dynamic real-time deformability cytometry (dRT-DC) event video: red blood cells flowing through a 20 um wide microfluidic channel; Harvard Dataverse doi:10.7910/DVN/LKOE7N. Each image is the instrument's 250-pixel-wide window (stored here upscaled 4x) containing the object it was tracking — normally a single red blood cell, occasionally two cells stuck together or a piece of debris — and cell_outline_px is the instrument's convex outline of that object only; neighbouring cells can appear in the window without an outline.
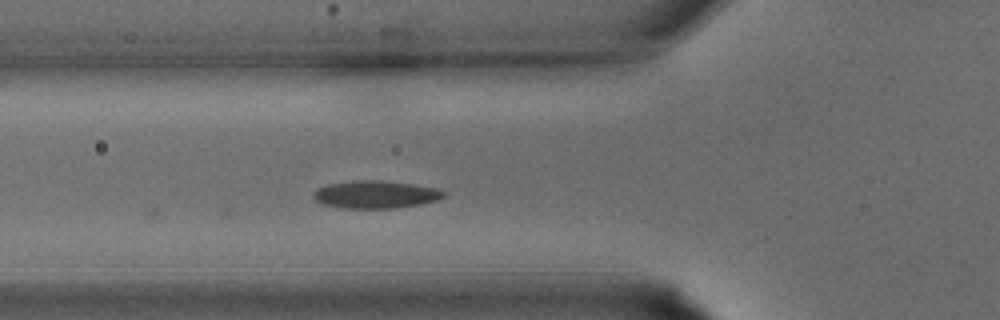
{"species": "common noctule bat (a hibernating species)", "species_latin": "Nyctalus noctula", "temperature_condition": "warm", "stored_images_in_passage": 7, "camera_frame_rate_fps": 3000, "um_per_image_px": 0.085, "animal": {"sex": "male", "body_mass_g": 15.6}, "frame": {"image": 1, "passage_image": 7, "time_ms": 2.0, "image_size_px": [1000, 320], "cell_outline_px": [[444, 196], [436, 200], [420, 204], [392, 208], [348, 208], [324, 204], [316, 200], [312, 196], [312, 192], [316, 188], [328, 184], [356, 180], [380, 180], [412, 184], [436, 188], [444, 192]], "centroid_in_image_um": [31.88, 16.52], "position_along_channel_um": 93.9, "area_um2": 20.75}}